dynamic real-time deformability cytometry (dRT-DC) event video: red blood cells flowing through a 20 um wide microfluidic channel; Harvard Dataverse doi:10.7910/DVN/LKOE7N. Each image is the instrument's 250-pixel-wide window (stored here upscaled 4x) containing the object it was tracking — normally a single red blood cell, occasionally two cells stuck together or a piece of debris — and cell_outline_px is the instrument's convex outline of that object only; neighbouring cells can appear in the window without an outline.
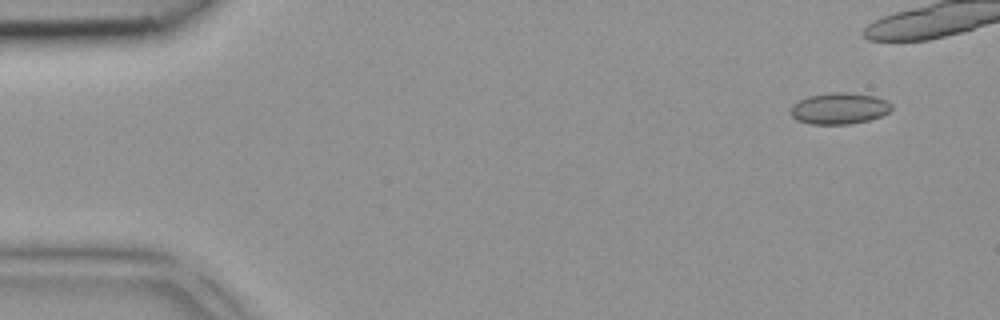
{"species": "common noctule bat (a hibernating species)", "species_latin": "Nyctalus noctula", "temperature_condition": "room temperature", "stored_images_in_passage": 5, "camera_frame_rate_fps": 3000, "um_per_image_px": 0.085, "animal": {"sex": "female", "body_mass_g": 18.4}, "frame": {"image": 1, "passage_image": 1, "time_ms": 0.0, "image_size_px": [1000, 320], "cell_outline_px": [[892, 108], [888, 112], [880, 116], [868, 120], [848, 124], [812, 124], [796, 120], [792, 116], [788, 108], [792, 104], [808, 96], [828, 92], [848, 92], [876, 96], [888, 100], [892, 104]], "centroid_in_image_um": [71.32, 9.2], "position_along_channel_um": 13.7, "area_um2": 18.67}}